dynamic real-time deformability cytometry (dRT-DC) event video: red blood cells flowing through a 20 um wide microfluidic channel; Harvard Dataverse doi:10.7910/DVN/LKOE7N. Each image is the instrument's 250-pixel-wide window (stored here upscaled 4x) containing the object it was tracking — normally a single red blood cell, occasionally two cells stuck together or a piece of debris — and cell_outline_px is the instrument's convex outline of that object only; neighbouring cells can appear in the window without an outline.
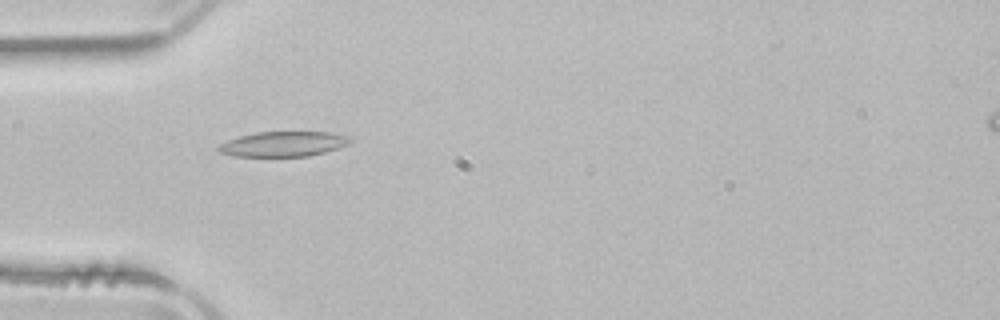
{"species": "common noctule bat (a hibernating species)", "species_latin": "Nyctalus noctula", "temperature_condition": "room temperature", "stored_images_in_passage": 41, "camera_frame_rate_fps": 3000, "um_per_image_px": 0.085, "animal": {"sex": "male", "body_mass_g": 21.5, "forearm_length_mm": 52.0}, "frame": {"image": 1, "passage_image": 7, "time_ms": 2.0, "image_size_px": [1000, 320], "cell_outline_px": [[352, 140], [348, 144], [324, 152], [308, 156], [232, 156], [220, 152], [216, 148], [220, 144], [228, 140], [240, 136], [256, 132], [328, 132], [348, 136]], "centroid_in_image_um": [24.06, 12.24], "position_along_channel_um": 60.9, "area_um2": 19.02}}
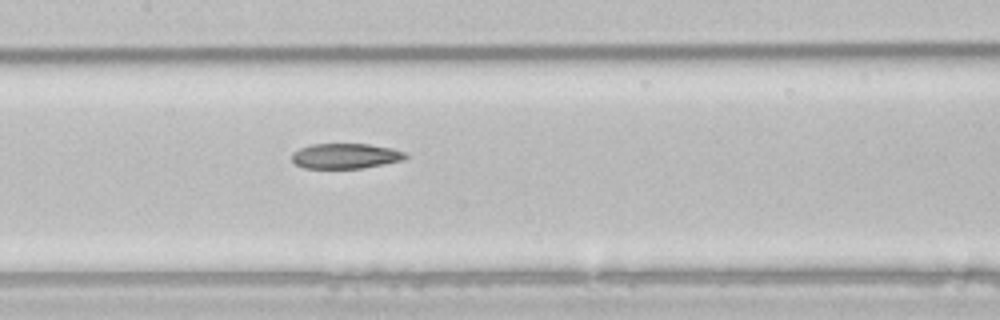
{"frame": {"image": 2, "passage_image": 16, "time_ms": 5.0, "image_size_px": [1000, 320], "cell_outline_px": [[408, 156], [404, 160], [384, 164], [360, 168], [304, 168], [296, 164], [292, 160], [292, 152], [300, 148], [312, 144], [368, 144], [392, 148], [404, 152]], "centroid_in_image_um": [29.37, 13.26], "position_along_channel_um": 178.0, "area_um2": 16.65}}
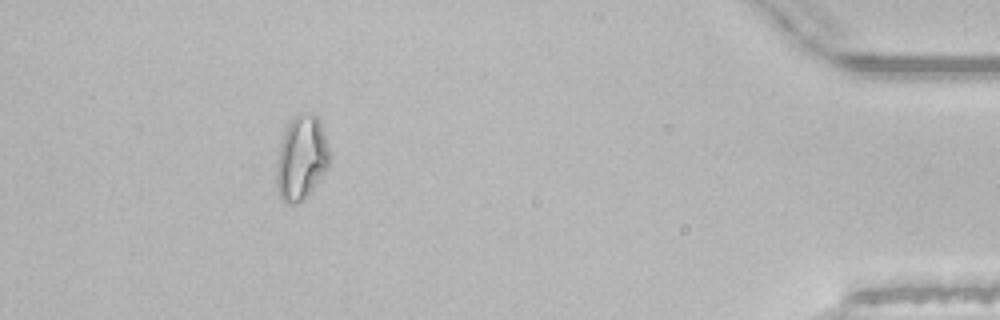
{"frame": {"image": 3, "passage_image": 38, "time_ms": 12.333, "image_size_px": [1000, 320], "cell_outline_px": [[332, 156], [328, 168], [304, 200], [292, 204], [288, 204], [280, 196], [276, 184], [276, 164], [280, 144], [284, 132], [288, 124], [300, 112], [312, 112], [320, 120], [332, 152]], "centroid_in_image_um": [25.66, 13.4], "position_along_channel_um": 409.5, "area_um2": 26.47}}